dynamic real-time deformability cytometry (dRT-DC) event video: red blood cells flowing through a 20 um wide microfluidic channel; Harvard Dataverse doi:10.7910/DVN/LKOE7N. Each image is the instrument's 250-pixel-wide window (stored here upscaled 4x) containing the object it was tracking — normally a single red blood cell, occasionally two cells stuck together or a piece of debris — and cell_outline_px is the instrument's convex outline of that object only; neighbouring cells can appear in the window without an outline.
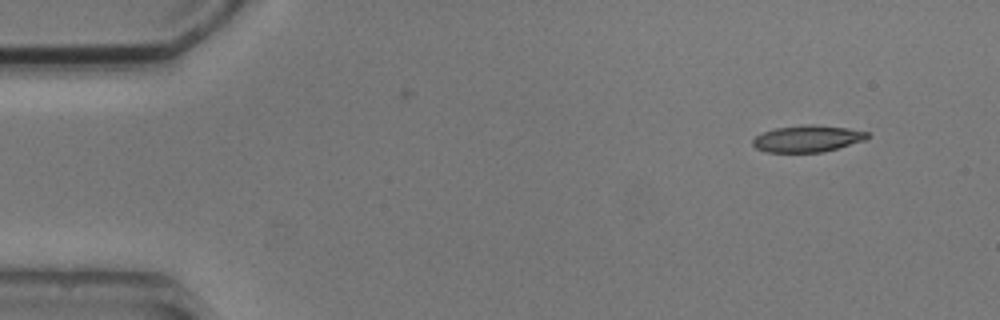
{"species": "common noctule bat (a hibernating species)", "species_latin": "Nyctalus noctula", "temperature_condition": "cold", "stored_images_in_passage": 4, "camera_frame_rate_fps": 3000, "um_per_image_px": 0.085, "animal": {"sex": "male", "body_mass_g": 20.5, "forearm_length_mm": 52.5}, "frame": {"image": 1, "passage_image": 1, "time_ms": 0.0, "image_size_px": [1000, 320], "cell_outline_px": [[872, 136], [864, 140], [824, 152], [768, 152], [756, 148], [752, 144], [752, 140], [756, 136], [764, 132], [776, 128], [800, 124], [812, 124], [848, 128], [868, 132]], "centroid_in_image_um": [68.65, 11.78], "position_along_channel_um": 16.4, "area_um2": 17.86}}
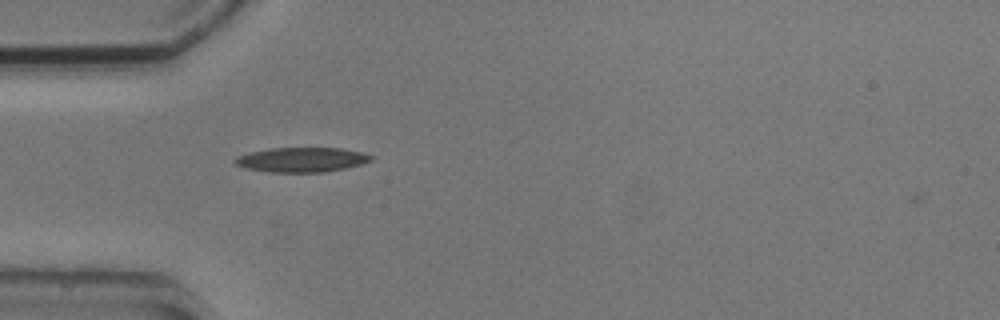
{"frame": {"image": 2, "passage_image": 4, "time_ms": 3.667, "image_size_px": [1000, 320], "cell_outline_px": [[372, 160], [360, 164], [344, 168], [324, 172], [268, 172], [244, 168], [236, 164], [232, 160], [240, 156], [252, 152], [268, 148], [340, 148], [360, 152], [372, 156]], "centroid_in_image_um": [25.61, 13.58], "position_along_channel_um": 59.4, "area_um2": 19.31}}